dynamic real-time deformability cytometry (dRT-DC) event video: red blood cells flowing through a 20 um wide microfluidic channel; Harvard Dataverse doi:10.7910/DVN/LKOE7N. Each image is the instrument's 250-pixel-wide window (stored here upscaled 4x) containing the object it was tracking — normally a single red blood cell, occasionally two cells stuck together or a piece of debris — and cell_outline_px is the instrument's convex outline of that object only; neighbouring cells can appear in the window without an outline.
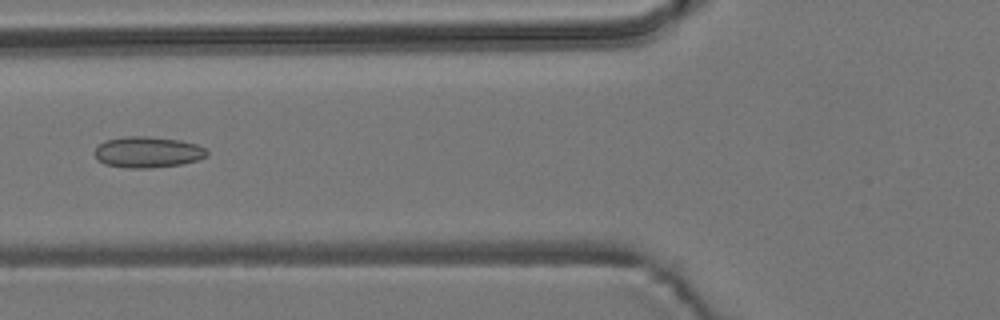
{"species": "common noctule bat (a hibernating species)", "species_latin": "Nyctalus noctula", "temperature_condition": "room temperature", "stored_images_in_passage": 5, "camera_frame_rate_fps": 3000, "um_per_image_px": 0.085, "animal": {"sex": "male", "body_mass_g": 19.2, "forearm_length_mm": 51.8}, "frame": {"image": 1, "passage_image": 5, "time_ms": 4.667, "image_size_px": [1000, 320], "cell_outline_px": [[208, 156], [196, 160], [180, 164], [148, 168], [128, 168], [104, 164], [96, 160], [92, 152], [104, 140], [124, 136], [148, 136], [180, 140], [196, 144], [204, 148], [208, 152]], "centroid_in_image_um": [12.5, 12.92], "position_along_channel_um": 113.3, "area_um2": 20.46}}